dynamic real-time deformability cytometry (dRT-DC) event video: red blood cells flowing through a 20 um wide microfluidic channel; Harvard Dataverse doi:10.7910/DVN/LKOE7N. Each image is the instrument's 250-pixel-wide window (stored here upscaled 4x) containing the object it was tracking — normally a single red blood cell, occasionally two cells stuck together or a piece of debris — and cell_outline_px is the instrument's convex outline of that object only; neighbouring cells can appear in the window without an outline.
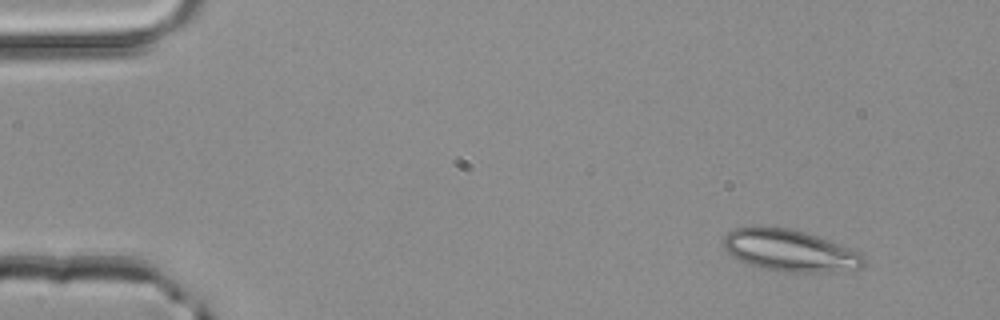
{"species": "common noctule bat (a hibernating species)", "species_latin": "Nyctalus noctula", "temperature_condition": "room temperature", "stored_images_in_passage": 3, "camera_frame_rate_fps": 3000, "um_per_image_px": 0.085, "animal": {"sex": "male", "body_mass_g": 20.4}, "frame": {"image": 1, "passage_image": 1, "time_ms": 0.0, "image_size_px": [1000, 320], "cell_outline_px": [[864, 264], [860, 268], [808, 272], [804, 272], [760, 268], [748, 264], [732, 256], [724, 248], [724, 236], [728, 232], [736, 228], [792, 228], [816, 236], [860, 252], [864, 256]], "centroid_in_image_um": [67.11, 21.29], "position_along_channel_um": 17.9, "area_um2": 33.06}}